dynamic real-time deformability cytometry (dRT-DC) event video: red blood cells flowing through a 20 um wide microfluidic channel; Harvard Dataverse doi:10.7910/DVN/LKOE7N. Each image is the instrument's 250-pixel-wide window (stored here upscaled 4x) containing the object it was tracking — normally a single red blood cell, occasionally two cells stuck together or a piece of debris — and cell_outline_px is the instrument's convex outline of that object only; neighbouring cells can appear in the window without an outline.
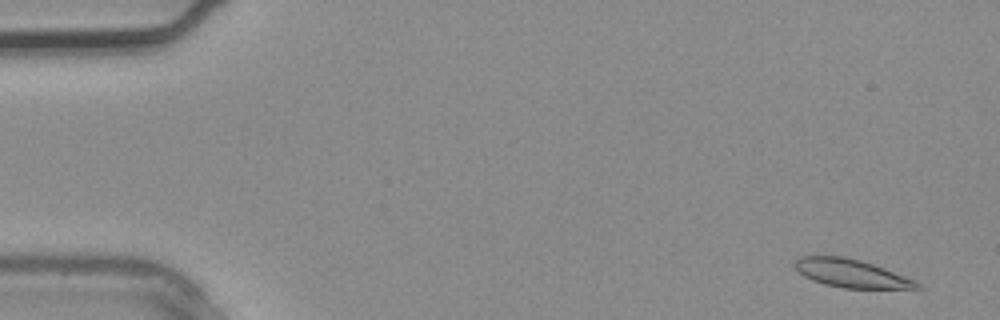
{"species": "common noctule bat (a hibernating species)", "species_latin": "Nyctalus noctula", "temperature_condition": "warm", "stored_images_in_passage": 3, "camera_frame_rate_fps": 3000, "um_per_image_px": 0.085, "animal": {"sex": "male", "body_mass_g": 20.4}, "frame": {"image": 1, "passage_image": 1, "time_ms": 0.0, "image_size_px": [1000, 320], "cell_outline_px": [[924, 288], [844, 288], [824, 284], [812, 280], [804, 276], [792, 264], [800, 256], [844, 256], [860, 260], [884, 268], [916, 280]], "centroid_in_image_um": [72.35, 23.23], "position_along_channel_um": 12.7, "area_um2": 19.94}}
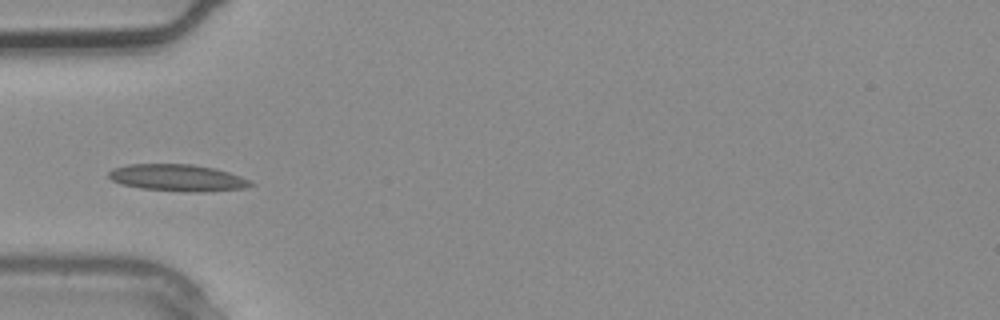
{"frame": {"image": 2, "passage_image": 3, "time_ms": 0.667, "image_size_px": [1000, 320], "cell_outline_px": [[256, 184], [244, 188], [204, 192], [188, 192], [140, 188], [120, 184], [112, 180], [108, 176], [108, 172], [112, 168], [128, 164], [192, 164], [212, 168], [228, 172], [252, 180]], "centroid_in_image_um": [15.09, 15.11], "position_along_channel_um": 69.9, "area_um2": 22.31}}